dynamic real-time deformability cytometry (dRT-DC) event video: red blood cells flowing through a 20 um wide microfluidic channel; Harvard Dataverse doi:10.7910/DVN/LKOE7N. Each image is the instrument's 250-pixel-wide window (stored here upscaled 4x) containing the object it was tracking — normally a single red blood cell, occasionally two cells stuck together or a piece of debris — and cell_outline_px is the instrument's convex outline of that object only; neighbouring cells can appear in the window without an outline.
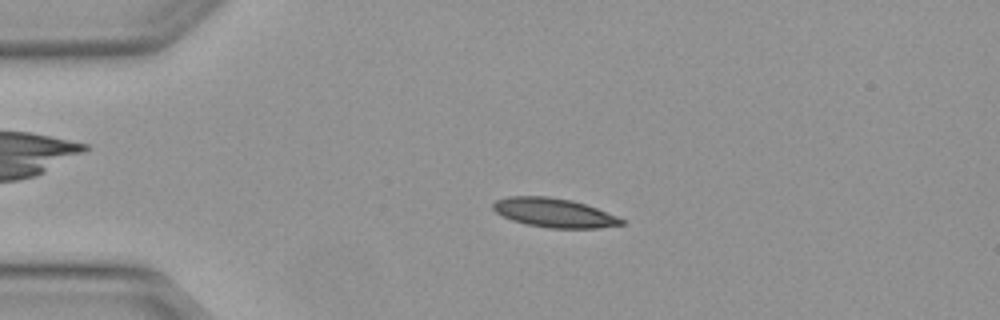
{"species": "Egyptian fruit bat (a non-hibernating species)", "species_latin": "Rousettus aegyptiacus", "temperature_condition": "warm", "stored_images_in_passage": 5, "segment_of_instrument_passage": [1, 2], "camera_frame_rate_fps": 3000, "um_per_image_px": 0.085, "animal": {"sex": "female"}, "frame": {"image": 1, "passage_image": 3, "time_ms": 0.667, "image_size_px": [1000, 320], "cell_outline_px": [[624, 224], [600, 228], [548, 228], [524, 224], [512, 220], [496, 212], [492, 208], [492, 204], [496, 200], [508, 196], [548, 196], [572, 200], [596, 208], [616, 216], [624, 220]], "centroid_in_image_um": [47.07, 18.08], "position_along_channel_um": 37.9, "area_um2": 21.73}}